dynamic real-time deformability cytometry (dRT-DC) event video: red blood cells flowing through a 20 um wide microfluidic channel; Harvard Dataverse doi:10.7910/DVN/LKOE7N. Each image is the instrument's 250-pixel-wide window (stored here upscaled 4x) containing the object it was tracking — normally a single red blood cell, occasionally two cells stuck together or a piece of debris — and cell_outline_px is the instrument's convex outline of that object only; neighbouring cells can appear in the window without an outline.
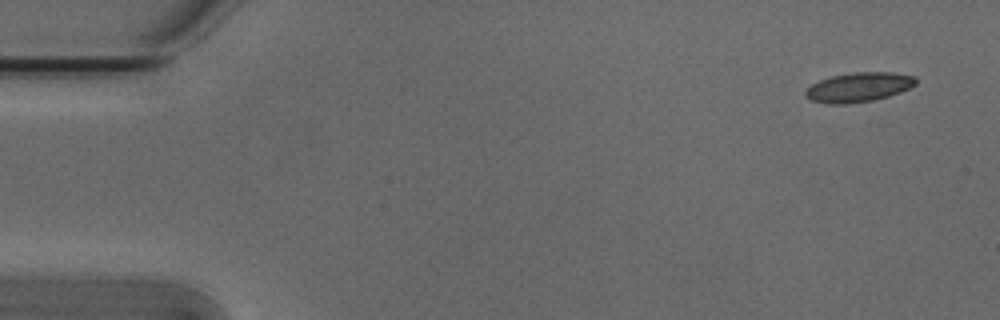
{"species": "Egyptian fruit bat (a non-hibernating species)", "species_latin": "Rousettus aegyptiacus", "temperature_condition": "cold", "stored_images_in_passage": 51, "camera_frame_rate_fps": 3000, "um_per_image_px": 0.085, "animal": {"sex": "male"}, "frame": {"image": 1, "passage_image": 1, "time_ms": 0.0, "image_size_px": [1000, 320], "cell_outline_px": [[916, 84], [900, 92], [888, 96], [872, 100], [848, 104], [828, 104], [812, 100], [804, 96], [804, 92], [812, 84], [820, 80], [832, 76], [856, 72], [892, 72], [916, 76]], "centroid_in_image_um": [72.99, 7.41], "position_along_channel_um": 12.0, "area_um2": 18.84}}
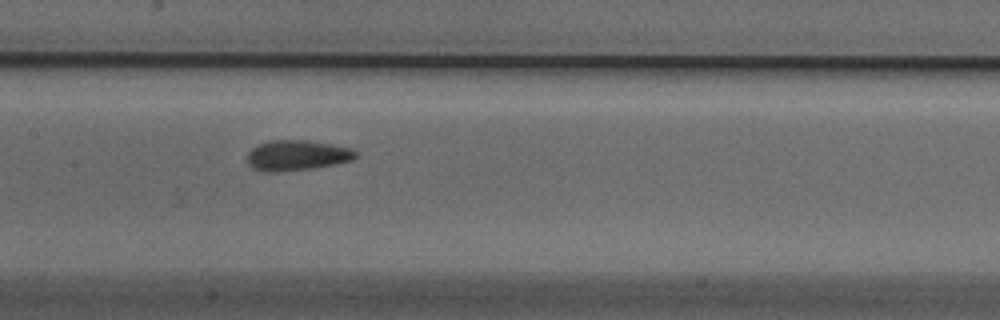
{"frame": {"image": 2, "passage_image": 24, "time_ms": 7.667, "image_size_px": [1000, 320], "cell_outline_px": [[356, 156], [352, 160], [336, 164], [312, 168], [276, 172], [264, 172], [252, 168], [248, 164], [248, 152], [252, 148], [260, 144], [272, 140], [308, 140], [332, 144], [352, 148], [356, 152]], "centroid_in_image_um": [25.24, 13.2], "position_along_channel_um": 182.2, "area_um2": 19.19}}
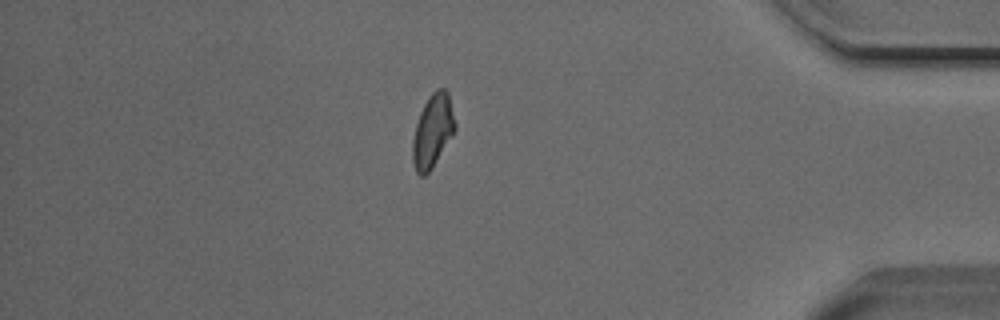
{"frame": {"image": 3, "passage_image": 44, "time_ms": 14.333, "image_size_px": [1000, 320], "cell_outline_px": [[456, 128], [432, 168], [424, 176], [420, 176], [416, 172], [412, 160], [412, 140], [416, 124], [420, 112], [428, 96], [436, 88], [444, 88], [448, 92], [456, 124]], "centroid_in_image_um": [36.76, 11.11], "position_along_channel_um": 398.4, "area_um2": 18.03}, "authors_computed_cell_mechanics": {"area_um2": 18.5538, "velocity_mm_per_s": 3.8147, "shape_relaxation_time_tau1_ms": 4.8222, "shape_relaxation_time_tau2_ms": 2.7311, "deformation_change_tau1": 0.1179, "deformation_change_tau2": 0.0884}}